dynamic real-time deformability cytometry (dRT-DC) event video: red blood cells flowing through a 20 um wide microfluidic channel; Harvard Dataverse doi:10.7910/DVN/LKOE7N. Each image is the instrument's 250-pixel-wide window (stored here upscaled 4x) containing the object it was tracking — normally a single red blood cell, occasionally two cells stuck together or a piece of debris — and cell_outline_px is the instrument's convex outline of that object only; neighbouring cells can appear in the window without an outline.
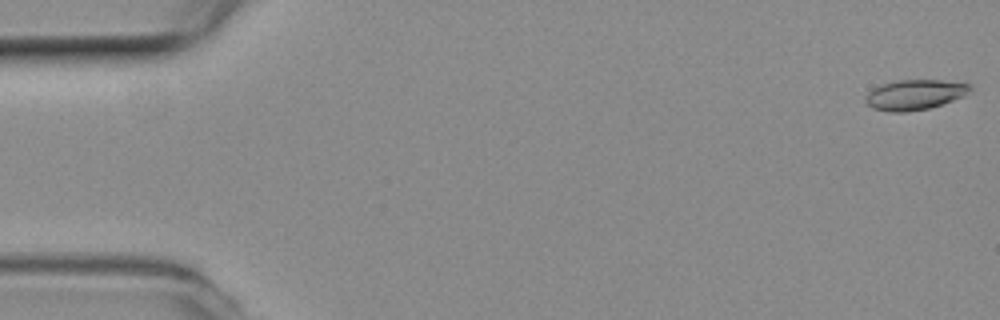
{"species": "common noctule bat (a hibernating species)", "species_latin": "Nyctalus noctula", "temperature_condition": "room temperature", "stored_images_in_passage": 54, "camera_frame_rate_fps": 3000, "um_per_image_px": 0.085, "animal": {"sex": "female", "body_mass_g": 19.3, "forearm_length_mm": 54.1}, "frame": {"image": 1, "passage_image": 1, "time_ms": 0.0, "image_size_px": [1000, 320], "cell_outline_px": [[972, 88], [964, 96], [928, 108], [904, 112], [892, 112], [872, 108], [864, 100], [864, 96], [872, 88], [884, 84], [900, 80], [940, 80], [968, 84]], "centroid_in_image_um": [77.71, 8.05], "position_along_channel_um": 7.3, "area_um2": 18.09}}
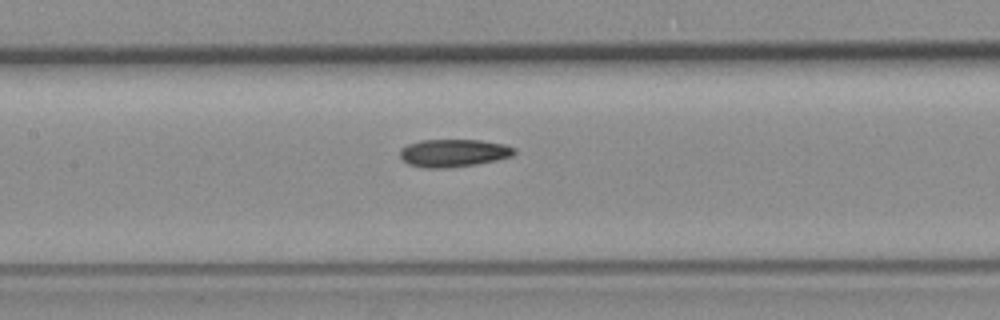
{"frame": {"image": 2, "passage_image": 25, "time_ms": 8.0, "image_size_px": [1000, 320], "cell_outline_px": [[516, 152], [512, 156], [496, 160], [472, 164], [444, 168], [424, 168], [408, 164], [400, 156], [400, 148], [408, 144], [420, 140], [480, 140], [504, 144], [516, 148]], "centroid_in_image_um": [38.54, 12.99], "position_along_channel_um": 168.9, "area_um2": 18.38}}
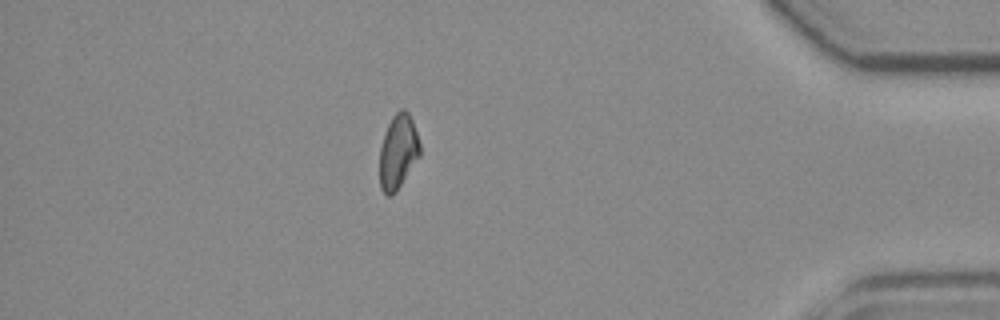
{"frame": {"image": 3, "passage_image": 47, "time_ms": 15.333, "image_size_px": [1000, 320], "cell_outline_px": [[420, 156], [396, 192], [392, 196], [388, 196], [380, 188], [380, 148], [384, 132], [392, 116], [400, 108], [404, 108], [408, 112], [412, 120], [420, 144]], "centroid_in_image_um": [33.83, 12.89], "position_along_channel_um": 401.4, "area_um2": 17.57}, "authors_computed_cell_mechanics": {"area_um2": 18.0336, "velocity_mm_per_s": 3.797, "shape_relaxation_time_tau1_ms": 6.6835, "shape_relaxation_time_tau2_ms": 7.8951, "deformation_change_tau1": 0.1581, "deformation_change_tau2": 0.1304}}